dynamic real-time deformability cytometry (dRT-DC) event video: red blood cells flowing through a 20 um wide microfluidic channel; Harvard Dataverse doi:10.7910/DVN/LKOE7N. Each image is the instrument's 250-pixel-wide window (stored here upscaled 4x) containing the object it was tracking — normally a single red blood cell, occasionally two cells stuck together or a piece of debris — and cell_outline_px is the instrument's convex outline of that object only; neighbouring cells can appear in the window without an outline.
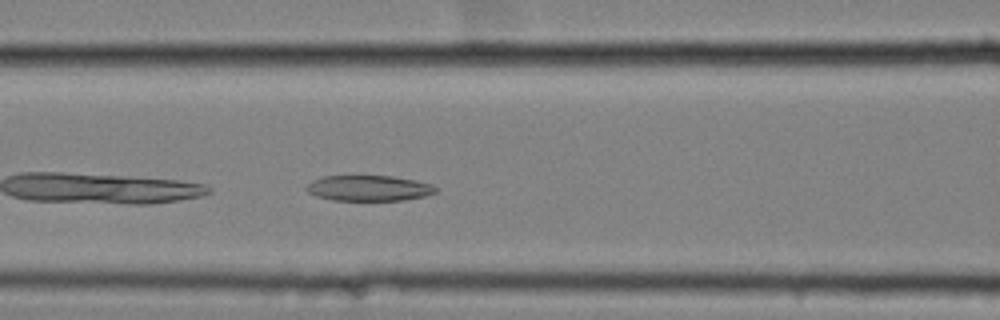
{"species": "common noctule bat (a hibernating species)", "species_latin": "Nyctalus noctula", "temperature_condition": "cold", "stored_images_in_passage": 32, "camera_frame_rate_fps": 3000, "um_per_image_px": 0.085, "animal": {"sex": "female", "body_mass_g": 25.1}, "frame": {"image": 1, "passage_image": 6, "time_ms": 1.667, "image_size_px": [1000, 320], "cell_outline_px": [[436, 192], [424, 196], [404, 200], [332, 200], [316, 196], [308, 192], [304, 188], [312, 180], [324, 176], [392, 176], [416, 180], [432, 184], [436, 188]], "centroid_in_image_um": [31.33, 15.99], "position_along_channel_um": 135.3, "area_um2": 19.25}}
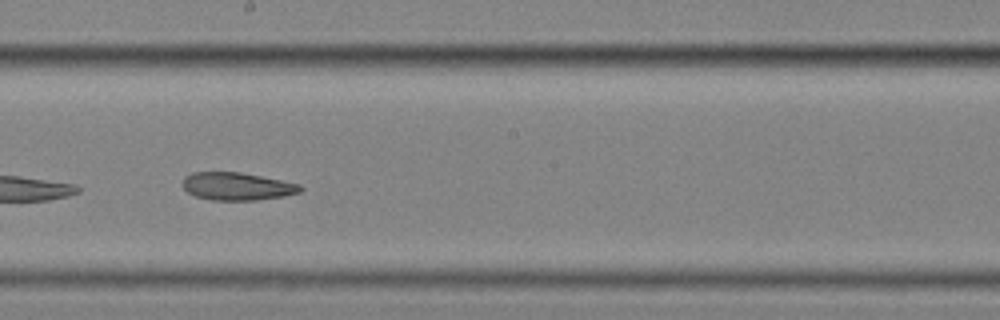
{"frame": {"image": 2, "passage_image": 14, "time_ms": 4.333, "image_size_px": [1000, 320], "cell_outline_px": [[304, 188], [300, 192], [284, 196], [256, 200], [208, 200], [196, 196], [188, 192], [180, 184], [184, 176], [192, 172], [240, 172], [300, 184]], "centroid_in_image_um": [20.11, 15.84], "position_along_channel_um": 228.1, "area_um2": 19.13}}
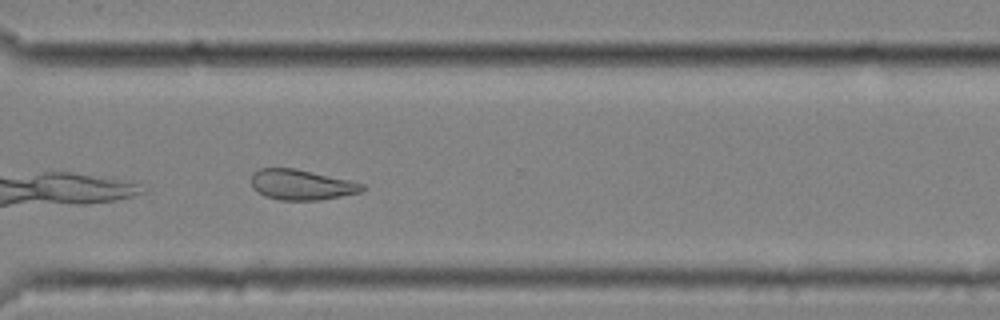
{"frame": {"image": 3, "passage_image": 24, "time_ms": 7.667, "image_size_px": [1000, 320], "cell_outline_px": [[364, 188], [360, 192], [320, 200], [280, 200], [264, 196], [252, 188], [252, 172], [260, 168], [296, 168], [352, 180], [364, 184]], "centroid_in_image_um": [25.61, 15.69], "position_along_channel_um": 345.0, "area_um2": 19.77}}